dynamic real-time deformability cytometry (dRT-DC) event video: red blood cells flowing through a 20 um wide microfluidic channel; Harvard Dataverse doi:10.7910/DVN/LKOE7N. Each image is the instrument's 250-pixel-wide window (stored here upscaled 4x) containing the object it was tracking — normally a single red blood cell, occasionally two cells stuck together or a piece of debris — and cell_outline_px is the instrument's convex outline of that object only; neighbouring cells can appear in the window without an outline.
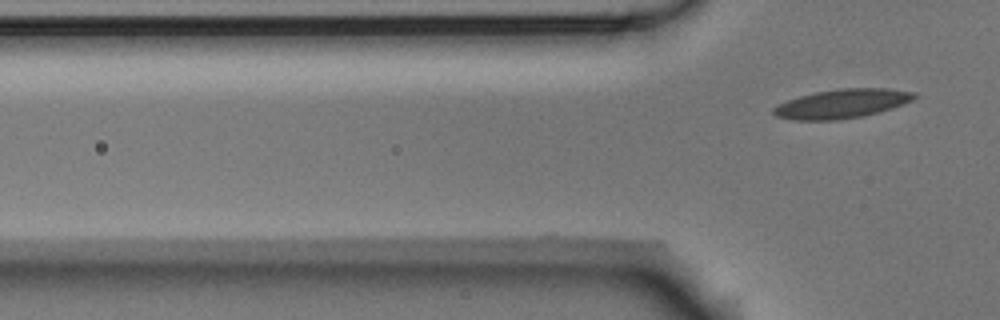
{"species": "Egyptian fruit bat (a non-hibernating species)", "species_latin": "Rousettus aegyptiacus", "temperature_condition": "room temperature", "stored_images_in_passage": 2, "camera_frame_rate_fps": 3000, "um_per_image_px": 0.085, "animal": {"sex": "male"}, "frame": {"image": 1, "passage_image": 2, "time_ms": 0.333, "image_size_px": [1000, 320], "cell_outline_px": [[920, 96], [904, 104], [892, 108], [864, 116], [836, 120], [792, 120], [776, 116], [772, 112], [772, 108], [788, 100], [800, 96], [816, 92], [840, 88], [884, 88], [916, 92]], "centroid_in_image_um": [71.61, 8.81], "position_along_channel_um": 54.2, "area_um2": 23.87}}